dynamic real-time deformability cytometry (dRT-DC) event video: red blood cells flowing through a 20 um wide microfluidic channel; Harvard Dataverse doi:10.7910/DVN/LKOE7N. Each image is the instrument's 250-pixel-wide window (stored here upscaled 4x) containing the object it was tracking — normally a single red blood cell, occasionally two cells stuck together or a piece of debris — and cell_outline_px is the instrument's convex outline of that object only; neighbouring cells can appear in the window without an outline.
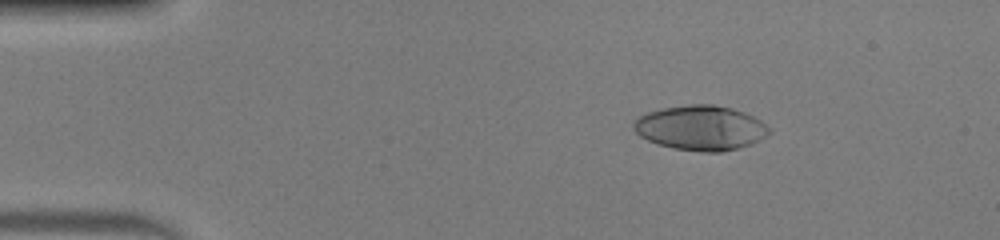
{"species": "human", "species_latin": "Homo sapiens", "temperature_condition": "warm", "stored_images_in_passage": 50, "camera_frame_rate_fps": 3000, "um_per_image_px": 0.085, "donor": {"sex": "male"}, "frame": {"image": 1, "passage_image": 7, "time_ms": 2.0, "image_size_px": [1000, 240], "cell_outline_px": [[772, 132], [768, 136], [752, 144], [720, 152], [704, 152], [672, 148], [648, 140], [640, 136], [632, 128], [632, 124], [636, 116], [644, 112], [664, 108], [688, 104], [712, 104], [732, 108], [744, 112], [760, 120], [772, 128]], "centroid_in_image_um": [59.56, 10.86], "position_along_channel_um": 25.4, "area_um2": 35.72}}
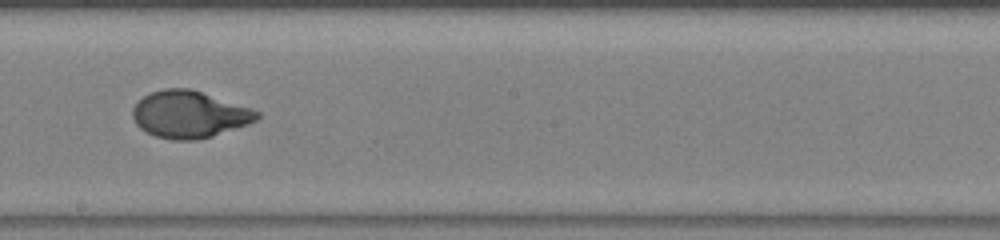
{"frame": {"image": 2, "passage_image": 28, "time_ms": 9.0, "image_size_px": [1000, 240], "cell_outline_px": [[260, 116], [256, 120], [248, 124], [212, 136], [196, 140], [172, 140], [156, 136], [140, 128], [136, 124], [132, 116], [132, 108], [144, 96], [152, 92], [164, 88], [192, 88], [252, 108], [260, 112]], "centroid_in_image_um": [16.11, 9.71], "position_along_channel_um": 232.1, "area_um2": 34.1}}
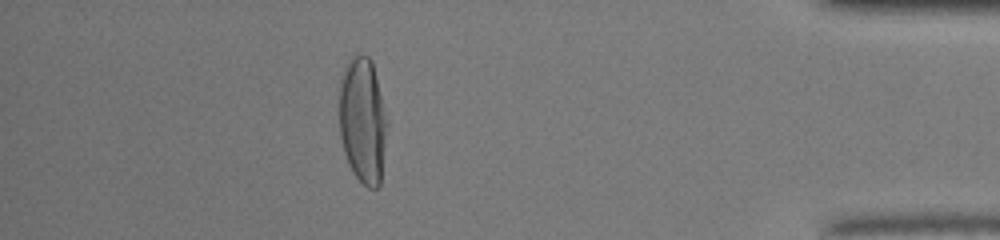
{"frame": {"image": 3, "passage_image": 44, "time_ms": 14.333, "image_size_px": [1000, 240], "cell_outline_px": [[388, 124], [380, 184], [376, 188], [368, 188], [352, 172], [348, 164], [344, 152], [340, 136], [340, 80], [344, 68], [356, 56], [368, 56], [372, 60], [388, 120]], "centroid_in_image_um": [30.85, 10.28], "position_along_channel_um": 404.3, "area_um2": 35.08}, "authors_computed_cell_mechanics": {"area_um2": 34.4199, "velocity_mm_per_s": 4.0694, "shape_relaxation_time_tau1_ms": 4.5241, "shape_relaxation_time_tau2_ms": null, "deformation_change_tau1": 0.2683, "deformation_change_tau2": null}}